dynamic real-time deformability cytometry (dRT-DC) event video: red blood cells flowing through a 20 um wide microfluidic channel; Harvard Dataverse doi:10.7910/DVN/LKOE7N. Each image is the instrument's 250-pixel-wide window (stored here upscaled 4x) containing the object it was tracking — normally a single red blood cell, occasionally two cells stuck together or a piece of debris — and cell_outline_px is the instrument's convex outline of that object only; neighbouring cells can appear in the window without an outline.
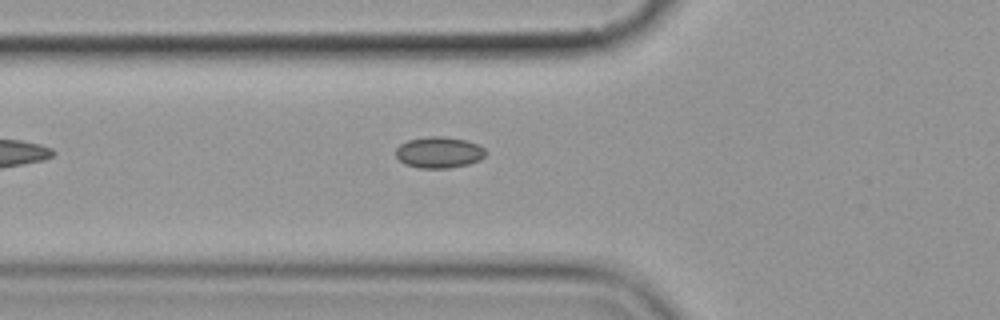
{"species": "common noctule bat (a hibernating species)", "species_latin": "Nyctalus noctula", "temperature_condition": "cold", "stored_images_in_passage": 6, "camera_frame_rate_fps": 3000, "um_per_image_px": 0.085, "animal": {"sex": "female", "body_mass_g": 19.9}, "frame": {"image": 1, "passage_image": 6, "time_ms": 5.667, "image_size_px": [1000, 320], "cell_outline_px": [[488, 152], [480, 160], [468, 164], [448, 168], [420, 168], [404, 164], [396, 156], [396, 148], [400, 144], [408, 140], [428, 136], [444, 136], [464, 140], [476, 144], [484, 148]], "centroid_in_image_um": [37.31, 12.95], "position_along_channel_um": 88.5, "area_um2": 16.36}}